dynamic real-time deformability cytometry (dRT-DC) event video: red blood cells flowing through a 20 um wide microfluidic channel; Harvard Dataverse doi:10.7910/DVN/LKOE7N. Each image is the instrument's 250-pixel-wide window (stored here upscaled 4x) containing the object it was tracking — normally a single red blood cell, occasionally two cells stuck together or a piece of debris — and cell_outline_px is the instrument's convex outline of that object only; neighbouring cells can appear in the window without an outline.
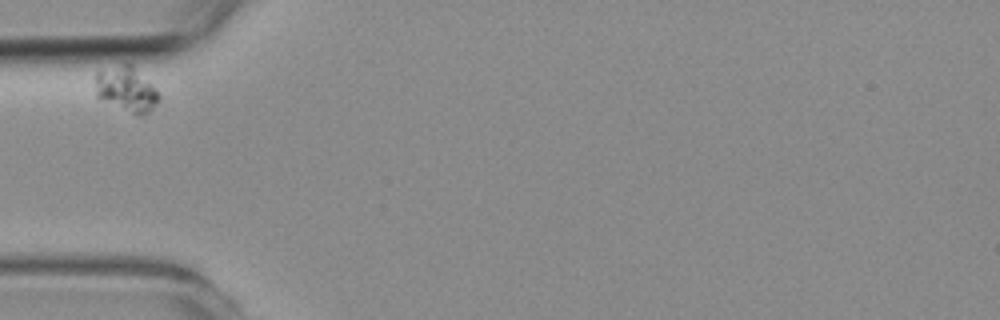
{"species": "common noctule bat (a hibernating species)", "species_latin": "Nyctalus noctula", "temperature_condition": "room temperature", "stored_images_in_passage": 9, "camera_frame_rate_fps": 3000, "um_per_image_px": 0.085, "animal": {"sex": "female", "body_mass_g": 19.3, "forearm_length_mm": 54.1}, "frame": {"image": 1, "passage_image": 1, "time_ms": 0.0, "image_size_px": [1000, 320], "cell_outline_px": [[160, 96], [156, 104], [148, 112], [132, 112], [96, 96], [96, 72], [100, 68], [124, 64], [132, 64]], "centroid_in_image_um": [10.69, 7.51], "position_along_channel_um": 74.3, "area_um2": 15.78}}
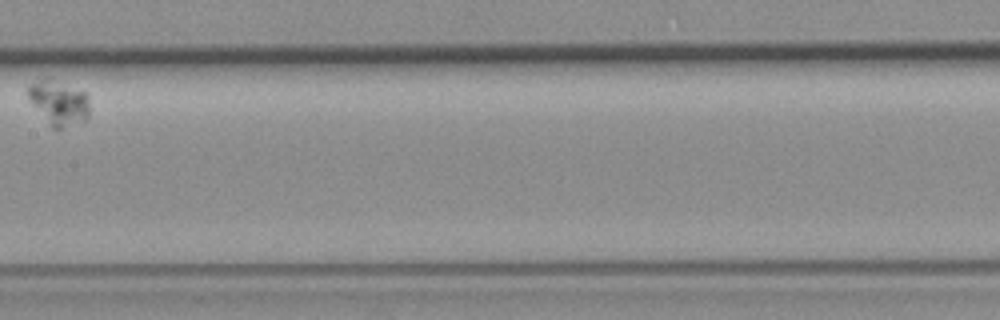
{"frame": {"image": 2, "passage_image": 4, "time_ms": 4.333, "image_size_px": [1000, 320], "cell_outline_px": [[88, 120], [60, 128], [52, 128], [28, 96], [28, 88], [32, 84], [40, 80], [44, 80], [88, 92]], "centroid_in_image_um": [5.06, 8.78], "position_along_channel_um": 202.3, "area_um2": 15.03}}
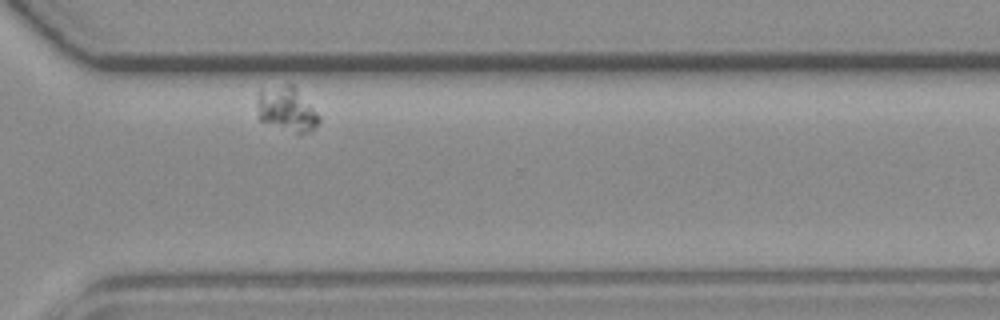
{"frame": {"image": 3, "passage_image": 8, "time_ms": 9.0, "image_size_px": [1000, 320], "cell_outline_px": [[320, 124], [308, 132], [300, 136], [260, 120], [256, 116], [256, 100], [260, 88], [284, 84], [292, 84], [296, 88], [320, 116]], "centroid_in_image_um": [24.34, 9.29], "position_along_channel_um": 346.3, "area_um2": 16.59}}